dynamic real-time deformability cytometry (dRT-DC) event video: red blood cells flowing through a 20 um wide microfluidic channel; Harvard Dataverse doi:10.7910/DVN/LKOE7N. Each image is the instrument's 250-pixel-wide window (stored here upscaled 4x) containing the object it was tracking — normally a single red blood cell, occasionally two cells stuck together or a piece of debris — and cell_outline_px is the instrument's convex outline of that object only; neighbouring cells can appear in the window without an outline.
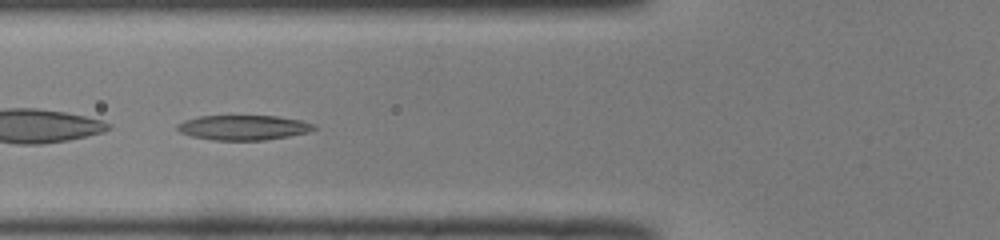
{"species": "common noctule bat (a hibernating species)", "species_latin": "Nyctalus noctula", "temperature_condition": "room temperature", "stored_images_in_passage": 23, "camera_frame_rate_fps": 3000, "um_per_image_px": 0.085, "animal": {"sex": "male", "body_mass_g": 19.0, "forearm_length_mm": 50.8}, "frame": {"image": 1, "passage_image": 4, "time_ms": 1.0, "image_size_px": [1000, 240], "cell_outline_px": [[316, 128], [308, 132], [288, 136], [264, 140], [212, 140], [192, 136], [180, 132], [176, 128], [176, 124], [184, 120], [200, 116], [276, 116], [300, 120], [316, 124]], "centroid_in_image_um": [20.68, 10.84], "position_along_channel_um": 105.1, "area_um2": 19.77}}
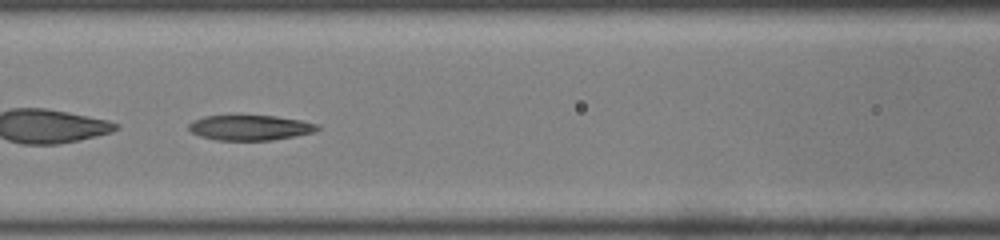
{"frame": {"image": 2, "passage_image": 7, "time_ms": 2.0, "image_size_px": [1000, 240], "cell_outline_px": [[320, 128], [312, 132], [296, 136], [272, 140], [216, 140], [200, 136], [192, 132], [188, 128], [188, 124], [192, 120], [204, 116], [232, 112], [236, 112], [276, 116], [300, 120], [320, 124]], "centroid_in_image_um": [21.2, 10.79], "position_along_channel_um": 145.4, "area_um2": 19.94}}